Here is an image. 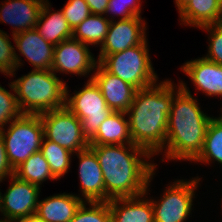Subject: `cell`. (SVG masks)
<instances>
[{"mask_svg":"<svg viewBox=\"0 0 222 222\" xmlns=\"http://www.w3.org/2000/svg\"><path fill=\"white\" fill-rule=\"evenodd\" d=\"M190 0H175V3L180 11Z\"/></svg>","mask_w":222,"mask_h":222,"instance_id":"obj_36","label":"cell"},{"mask_svg":"<svg viewBox=\"0 0 222 222\" xmlns=\"http://www.w3.org/2000/svg\"><path fill=\"white\" fill-rule=\"evenodd\" d=\"M88 48V45L73 38L61 41L54 47L51 70L54 73L60 71L81 76L89 74L97 61Z\"/></svg>","mask_w":222,"mask_h":222,"instance_id":"obj_12","label":"cell"},{"mask_svg":"<svg viewBox=\"0 0 222 222\" xmlns=\"http://www.w3.org/2000/svg\"><path fill=\"white\" fill-rule=\"evenodd\" d=\"M125 116V112L113 111L112 114L101 123L95 136L89 141V144H133L129 131V120H126Z\"/></svg>","mask_w":222,"mask_h":222,"instance_id":"obj_21","label":"cell"},{"mask_svg":"<svg viewBox=\"0 0 222 222\" xmlns=\"http://www.w3.org/2000/svg\"><path fill=\"white\" fill-rule=\"evenodd\" d=\"M174 84L163 81L136 90L129 115V131L133 144L145 149L151 156L165 147L168 116L174 98Z\"/></svg>","mask_w":222,"mask_h":222,"instance_id":"obj_2","label":"cell"},{"mask_svg":"<svg viewBox=\"0 0 222 222\" xmlns=\"http://www.w3.org/2000/svg\"><path fill=\"white\" fill-rule=\"evenodd\" d=\"M9 41V35L0 30V72L13 76L16 69L21 66L20 58Z\"/></svg>","mask_w":222,"mask_h":222,"instance_id":"obj_28","label":"cell"},{"mask_svg":"<svg viewBox=\"0 0 222 222\" xmlns=\"http://www.w3.org/2000/svg\"><path fill=\"white\" fill-rule=\"evenodd\" d=\"M9 85L23 114L39 115L65 107L68 86L52 70L33 69Z\"/></svg>","mask_w":222,"mask_h":222,"instance_id":"obj_4","label":"cell"},{"mask_svg":"<svg viewBox=\"0 0 222 222\" xmlns=\"http://www.w3.org/2000/svg\"><path fill=\"white\" fill-rule=\"evenodd\" d=\"M45 0H7L0 10V22L13 25V35L36 28Z\"/></svg>","mask_w":222,"mask_h":222,"instance_id":"obj_16","label":"cell"},{"mask_svg":"<svg viewBox=\"0 0 222 222\" xmlns=\"http://www.w3.org/2000/svg\"><path fill=\"white\" fill-rule=\"evenodd\" d=\"M22 115L16 95L0 86V129Z\"/></svg>","mask_w":222,"mask_h":222,"instance_id":"obj_29","label":"cell"},{"mask_svg":"<svg viewBox=\"0 0 222 222\" xmlns=\"http://www.w3.org/2000/svg\"><path fill=\"white\" fill-rule=\"evenodd\" d=\"M181 81L171 103L166 135V159L193 161L201 152L212 117L201 111Z\"/></svg>","mask_w":222,"mask_h":222,"instance_id":"obj_3","label":"cell"},{"mask_svg":"<svg viewBox=\"0 0 222 222\" xmlns=\"http://www.w3.org/2000/svg\"><path fill=\"white\" fill-rule=\"evenodd\" d=\"M15 222H44V221L41 218H39L36 214H33L28 217L15 220Z\"/></svg>","mask_w":222,"mask_h":222,"instance_id":"obj_35","label":"cell"},{"mask_svg":"<svg viewBox=\"0 0 222 222\" xmlns=\"http://www.w3.org/2000/svg\"><path fill=\"white\" fill-rule=\"evenodd\" d=\"M61 11L72 30L92 14L85 0H68Z\"/></svg>","mask_w":222,"mask_h":222,"instance_id":"obj_30","label":"cell"},{"mask_svg":"<svg viewBox=\"0 0 222 222\" xmlns=\"http://www.w3.org/2000/svg\"><path fill=\"white\" fill-rule=\"evenodd\" d=\"M43 124L44 138L77 153L89 147L82 134L81 121L66 107L39 114Z\"/></svg>","mask_w":222,"mask_h":222,"instance_id":"obj_8","label":"cell"},{"mask_svg":"<svg viewBox=\"0 0 222 222\" xmlns=\"http://www.w3.org/2000/svg\"><path fill=\"white\" fill-rule=\"evenodd\" d=\"M14 175L39 187L41 182L47 179L57 180L51 173L48 162L40 151L33 153L26 161L16 167Z\"/></svg>","mask_w":222,"mask_h":222,"instance_id":"obj_24","label":"cell"},{"mask_svg":"<svg viewBox=\"0 0 222 222\" xmlns=\"http://www.w3.org/2000/svg\"><path fill=\"white\" fill-rule=\"evenodd\" d=\"M140 0H109L105 13L121 15V20L129 19L135 16H141Z\"/></svg>","mask_w":222,"mask_h":222,"instance_id":"obj_32","label":"cell"},{"mask_svg":"<svg viewBox=\"0 0 222 222\" xmlns=\"http://www.w3.org/2000/svg\"><path fill=\"white\" fill-rule=\"evenodd\" d=\"M0 182H1V181H0ZM1 195H2V194H1V192H0V212H2V211H1V203H2V200H1V199H2V198H1ZM0 222H2V219L0 220Z\"/></svg>","mask_w":222,"mask_h":222,"instance_id":"obj_37","label":"cell"},{"mask_svg":"<svg viewBox=\"0 0 222 222\" xmlns=\"http://www.w3.org/2000/svg\"><path fill=\"white\" fill-rule=\"evenodd\" d=\"M147 39L122 52L106 55L99 63L111 74L131 84L137 90L156 84L158 76L154 73Z\"/></svg>","mask_w":222,"mask_h":222,"instance_id":"obj_5","label":"cell"},{"mask_svg":"<svg viewBox=\"0 0 222 222\" xmlns=\"http://www.w3.org/2000/svg\"><path fill=\"white\" fill-rule=\"evenodd\" d=\"M90 11L95 15H103L106 12L109 0H85Z\"/></svg>","mask_w":222,"mask_h":222,"instance_id":"obj_34","label":"cell"},{"mask_svg":"<svg viewBox=\"0 0 222 222\" xmlns=\"http://www.w3.org/2000/svg\"><path fill=\"white\" fill-rule=\"evenodd\" d=\"M103 172L105 202L116 198L146 195L157 165L144 158L152 156L134 144H89ZM131 151V152H130ZM142 159V160H141Z\"/></svg>","mask_w":222,"mask_h":222,"instance_id":"obj_1","label":"cell"},{"mask_svg":"<svg viewBox=\"0 0 222 222\" xmlns=\"http://www.w3.org/2000/svg\"><path fill=\"white\" fill-rule=\"evenodd\" d=\"M210 32L209 53L204 58L216 64L222 65V23L209 24L200 27Z\"/></svg>","mask_w":222,"mask_h":222,"instance_id":"obj_31","label":"cell"},{"mask_svg":"<svg viewBox=\"0 0 222 222\" xmlns=\"http://www.w3.org/2000/svg\"><path fill=\"white\" fill-rule=\"evenodd\" d=\"M4 196H1V211L5 216L2 222H14L36 213L40 187L23 181L15 175Z\"/></svg>","mask_w":222,"mask_h":222,"instance_id":"obj_10","label":"cell"},{"mask_svg":"<svg viewBox=\"0 0 222 222\" xmlns=\"http://www.w3.org/2000/svg\"><path fill=\"white\" fill-rule=\"evenodd\" d=\"M84 200L72 194H57L39 201L36 215L44 222H70Z\"/></svg>","mask_w":222,"mask_h":222,"instance_id":"obj_18","label":"cell"},{"mask_svg":"<svg viewBox=\"0 0 222 222\" xmlns=\"http://www.w3.org/2000/svg\"><path fill=\"white\" fill-rule=\"evenodd\" d=\"M111 19L102 15L90 14L74 30L72 38L86 45L100 44L105 41Z\"/></svg>","mask_w":222,"mask_h":222,"instance_id":"obj_23","label":"cell"},{"mask_svg":"<svg viewBox=\"0 0 222 222\" xmlns=\"http://www.w3.org/2000/svg\"><path fill=\"white\" fill-rule=\"evenodd\" d=\"M181 69L190 77L197 90L209 96H222V65L202 57L186 62Z\"/></svg>","mask_w":222,"mask_h":222,"instance_id":"obj_17","label":"cell"},{"mask_svg":"<svg viewBox=\"0 0 222 222\" xmlns=\"http://www.w3.org/2000/svg\"><path fill=\"white\" fill-rule=\"evenodd\" d=\"M181 21L198 28L222 23L220 0H190L180 11Z\"/></svg>","mask_w":222,"mask_h":222,"instance_id":"obj_20","label":"cell"},{"mask_svg":"<svg viewBox=\"0 0 222 222\" xmlns=\"http://www.w3.org/2000/svg\"><path fill=\"white\" fill-rule=\"evenodd\" d=\"M143 196L109 200L112 222H154L151 200L140 199Z\"/></svg>","mask_w":222,"mask_h":222,"instance_id":"obj_19","label":"cell"},{"mask_svg":"<svg viewBox=\"0 0 222 222\" xmlns=\"http://www.w3.org/2000/svg\"><path fill=\"white\" fill-rule=\"evenodd\" d=\"M68 96L66 88L65 107L81 121L82 134L89 142L113 111L92 79H88L84 88L76 91L74 96Z\"/></svg>","mask_w":222,"mask_h":222,"instance_id":"obj_7","label":"cell"},{"mask_svg":"<svg viewBox=\"0 0 222 222\" xmlns=\"http://www.w3.org/2000/svg\"><path fill=\"white\" fill-rule=\"evenodd\" d=\"M7 175H14V169L9 163L4 140L2 138V135L0 134V181L2 182V180L6 178Z\"/></svg>","mask_w":222,"mask_h":222,"instance_id":"obj_33","label":"cell"},{"mask_svg":"<svg viewBox=\"0 0 222 222\" xmlns=\"http://www.w3.org/2000/svg\"><path fill=\"white\" fill-rule=\"evenodd\" d=\"M211 159L222 164V115L210 120L202 150L193 161L209 163Z\"/></svg>","mask_w":222,"mask_h":222,"instance_id":"obj_25","label":"cell"},{"mask_svg":"<svg viewBox=\"0 0 222 222\" xmlns=\"http://www.w3.org/2000/svg\"><path fill=\"white\" fill-rule=\"evenodd\" d=\"M85 202L81 204L70 222H112L108 202H87L90 208H86Z\"/></svg>","mask_w":222,"mask_h":222,"instance_id":"obj_27","label":"cell"},{"mask_svg":"<svg viewBox=\"0 0 222 222\" xmlns=\"http://www.w3.org/2000/svg\"><path fill=\"white\" fill-rule=\"evenodd\" d=\"M19 52L37 70H51L54 45L46 41L36 28L23 31L13 36Z\"/></svg>","mask_w":222,"mask_h":222,"instance_id":"obj_15","label":"cell"},{"mask_svg":"<svg viewBox=\"0 0 222 222\" xmlns=\"http://www.w3.org/2000/svg\"><path fill=\"white\" fill-rule=\"evenodd\" d=\"M40 152L47 160L50 171L56 179H60L68 172L72 152L51 140L45 141V138H43Z\"/></svg>","mask_w":222,"mask_h":222,"instance_id":"obj_26","label":"cell"},{"mask_svg":"<svg viewBox=\"0 0 222 222\" xmlns=\"http://www.w3.org/2000/svg\"><path fill=\"white\" fill-rule=\"evenodd\" d=\"M97 69V70H96ZM97 71L91 78L99 87L108 107L114 112H127L130 108L136 88L109 73L100 63L95 66Z\"/></svg>","mask_w":222,"mask_h":222,"instance_id":"obj_13","label":"cell"},{"mask_svg":"<svg viewBox=\"0 0 222 222\" xmlns=\"http://www.w3.org/2000/svg\"><path fill=\"white\" fill-rule=\"evenodd\" d=\"M200 178L178 180L166 189L160 201H152L154 222H184L192 210L194 190Z\"/></svg>","mask_w":222,"mask_h":222,"instance_id":"obj_9","label":"cell"},{"mask_svg":"<svg viewBox=\"0 0 222 222\" xmlns=\"http://www.w3.org/2000/svg\"><path fill=\"white\" fill-rule=\"evenodd\" d=\"M0 129L9 163L15 169L33 153L40 151L44 138L40 115L23 114L10 122L7 132Z\"/></svg>","mask_w":222,"mask_h":222,"instance_id":"obj_6","label":"cell"},{"mask_svg":"<svg viewBox=\"0 0 222 222\" xmlns=\"http://www.w3.org/2000/svg\"><path fill=\"white\" fill-rule=\"evenodd\" d=\"M141 16L113 22L111 20L105 41L101 45L97 63L106 55L122 52L127 48L140 45L146 40V24Z\"/></svg>","mask_w":222,"mask_h":222,"instance_id":"obj_11","label":"cell"},{"mask_svg":"<svg viewBox=\"0 0 222 222\" xmlns=\"http://www.w3.org/2000/svg\"><path fill=\"white\" fill-rule=\"evenodd\" d=\"M79 158L81 191L87 202H105L103 172L95 152L86 148L76 154Z\"/></svg>","mask_w":222,"mask_h":222,"instance_id":"obj_14","label":"cell"},{"mask_svg":"<svg viewBox=\"0 0 222 222\" xmlns=\"http://www.w3.org/2000/svg\"><path fill=\"white\" fill-rule=\"evenodd\" d=\"M36 29L46 41L54 46L72 38L73 35V30L61 10L50 13L48 0L43 3Z\"/></svg>","mask_w":222,"mask_h":222,"instance_id":"obj_22","label":"cell"}]
</instances>
